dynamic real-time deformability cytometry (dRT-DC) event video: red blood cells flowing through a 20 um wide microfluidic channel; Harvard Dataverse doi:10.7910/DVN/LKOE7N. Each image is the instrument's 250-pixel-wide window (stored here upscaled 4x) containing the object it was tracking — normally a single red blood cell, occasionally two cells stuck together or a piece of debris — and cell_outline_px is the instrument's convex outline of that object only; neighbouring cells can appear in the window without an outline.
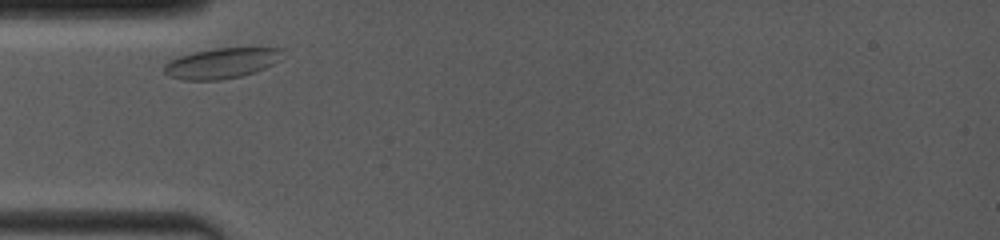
{"species": "common noctule bat (a hibernating species)", "species_latin": "Nyctalus noctula", "temperature_condition": "room temperature", "stored_images_in_passage": 6, "camera_frame_rate_fps": 4000, "um_per_image_px": 0.085, "animal": {"sex": "female", "body_mass_g": 19.0, "forearm_length_mm": 53.3}, "frame": {"image": 1, "passage_image": 1, "time_ms": 0.0, "image_size_px": [1000, 240], "cell_outline_px": [[284, 48], [280, 60], [264, 68], [240, 76], [220, 80], [184, 80], [172, 76], [164, 72], [164, 64], [168, 60], [192, 52], [212, 48]], "centroid_in_image_um": [18.81, 5.36], "position_along_channel_um": 66.2, "area_um2": 20.87}}
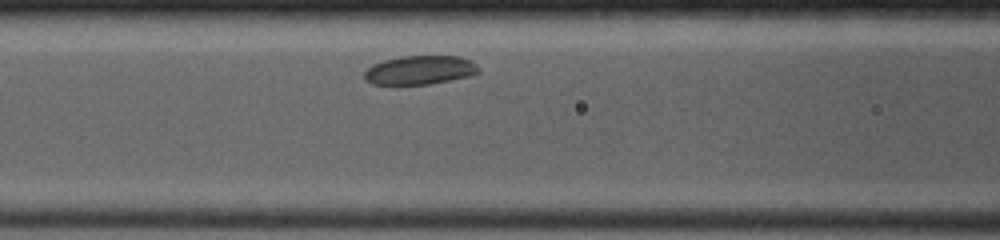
{"frame": {"image": 2, "passage_image": 4, "time_ms": 1.75, "image_size_px": [1000, 240], "cell_outline_px": [[480, 72], [472, 76], [428, 84], [372, 84], [364, 80], [364, 72], [372, 64], [384, 60], [400, 56], [460, 56], [472, 60], [480, 68]], "centroid_in_image_um": [35.72, 5.95], "position_along_channel_um": 130.9, "area_um2": 19.42}}
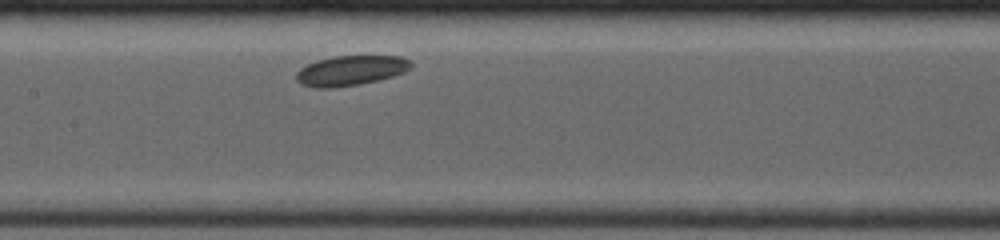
{"frame": {"image": 3, "passage_image": 6, "time_ms": 3.0, "image_size_px": [1000, 240], "cell_outline_px": [[412, 68], [404, 72], [392, 76], [360, 84], [332, 88], [316, 88], [300, 84], [296, 80], [296, 72], [300, 68], [316, 60], [332, 56], [400, 56], [412, 60]], "centroid_in_image_um": [29.8, 5.99], "position_along_channel_um": 177.6, "area_um2": 20.17}}